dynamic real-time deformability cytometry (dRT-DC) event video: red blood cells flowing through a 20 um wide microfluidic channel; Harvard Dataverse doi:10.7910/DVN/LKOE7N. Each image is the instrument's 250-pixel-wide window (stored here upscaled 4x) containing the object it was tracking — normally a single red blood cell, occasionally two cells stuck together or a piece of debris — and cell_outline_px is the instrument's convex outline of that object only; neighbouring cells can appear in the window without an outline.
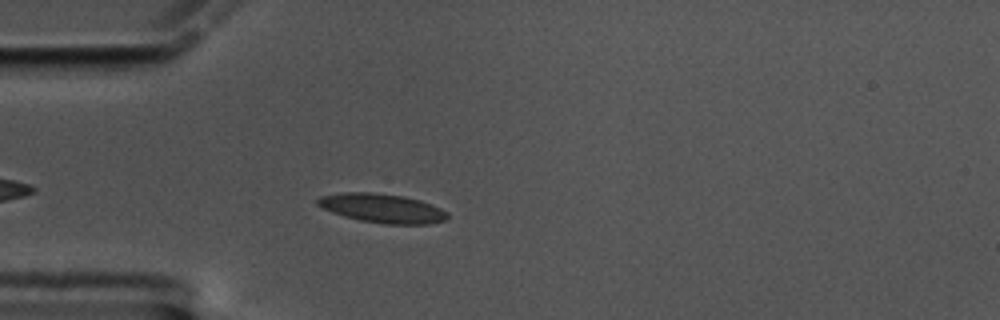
{"species": "common noctule bat (a hibernating species)", "species_latin": "Nyctalus noctula", "temperature_condition": "cold", "stored_images_in_passage": 50, "camera_frame_rate_fps": 3000, "um_per_image_px": 0.085, "animal": {"sex": "male", "body_mass_g": 17.5, "forearm_length_mm": 52.3}, "frame": {"image": 1, "passage_image": 7, "time_ms": 2.0, "image_size_px": [1000, 320], "cell_outline_px": [[448, 216], [444, 220], [428, 224], [384, 224], [360, 220], [344, 216], [332, 212], [316, 204], [316, 200], [320, 196], [344, 192], [372, 192], [404, 196], [420, 200], [440, 208], [448, 212]], "centroid_in_image_um": [32.48, 17.69], "position_along_channel_um": 52.5, "area_um2": 21.91}}
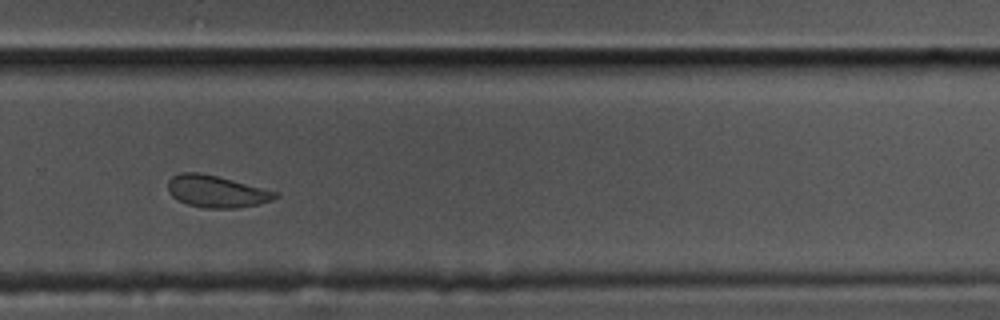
{"frame": {"image": 2, "passage_image": 31, "time_ms": 10.0, "image_size_px": [1000, 320], "cell_outline_px": [[280, 196], [272, 200], [256, 204], [236, 208], [204, 208], [188, 204], [176, 200], [168, 192], [168, 180], [172, 176], [180, 172], [200, 172], [280, 192]], "centroid_in_image_um": [18.38, 16.27], "position_along_channel_um": 311.4, "area_um2": 20.06}}
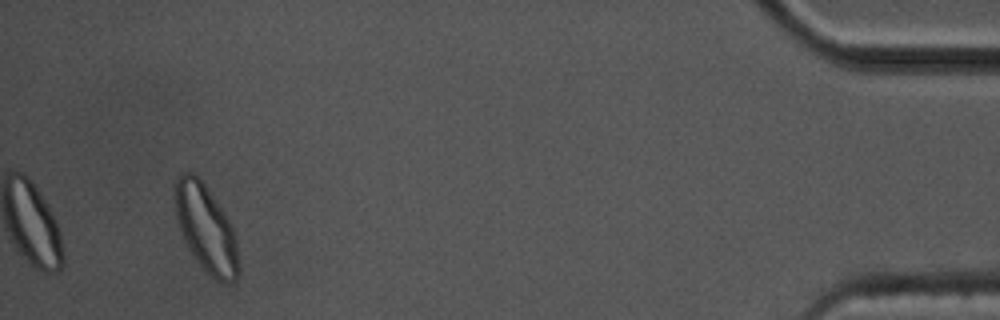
{"frame": {"image": 3, "passage_image": 47, "time_ms": 15.333, "image_size_px": [1000, 320], "cell_outline_px": [[236, 280], [224, 284], [216, 280], [200, 264], [188, 248], [180, 228], [176, 216], [176, 180], [180, 172], [192, 172], [204, 184], [224, 212], [236, 236]], "centroid_in_image_um": [17.49, 19.4], "position_along_channel_um": 417.7, "area_um2": 31.1}, "authors_computed_cell_mechanics": {"area_um2": 20.9525, "velocity_mm_per_s": 3.3486, "shape_relaxation_time_tau1_ms": 7.2259, "shape_relaxation_time_tau2_ms": 3.186, "deformation_change_tau1": 0.1124, "deformation_change_tau2": 0.065}}